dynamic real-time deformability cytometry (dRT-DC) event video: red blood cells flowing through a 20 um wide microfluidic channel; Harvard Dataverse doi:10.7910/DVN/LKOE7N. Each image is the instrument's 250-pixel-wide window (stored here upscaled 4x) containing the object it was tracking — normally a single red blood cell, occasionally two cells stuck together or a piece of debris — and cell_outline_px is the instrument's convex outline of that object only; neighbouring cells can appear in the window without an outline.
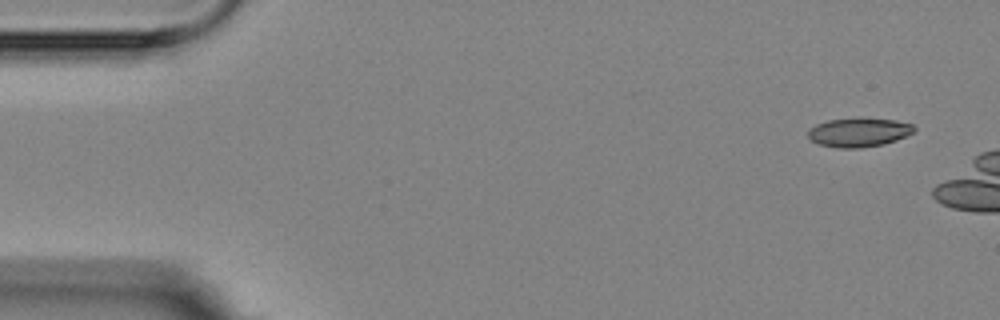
{"species": "Egyptian fruit bat (a non-hibernating species)", "species_latin": "Rousettus aegyptiacus", "temperature_condition": "room temperature", "stored_images_in_passage": 4, "camera_frame_rate_fps": 3000, "um_per_image_px": 0.085, "animal": {"sex": "female"}, "frame": {"image": 1, "passage_image": 1, "time_ms": 0.0, "image_size_px": [1000, 320], "cell_outline_px": [[916, 132], [896, 140], [884, 144], [860, 148], [836, 148], [816, 144], [808, 136], [808, 128], [816, 124], [828, 120], [860, 116], [896, 120], [912, 124], [916, 128]], "centroid_in_image_um": [73.0, 11.23], "position_along_channel_um": 12.0, "area_um2": 18.55}}